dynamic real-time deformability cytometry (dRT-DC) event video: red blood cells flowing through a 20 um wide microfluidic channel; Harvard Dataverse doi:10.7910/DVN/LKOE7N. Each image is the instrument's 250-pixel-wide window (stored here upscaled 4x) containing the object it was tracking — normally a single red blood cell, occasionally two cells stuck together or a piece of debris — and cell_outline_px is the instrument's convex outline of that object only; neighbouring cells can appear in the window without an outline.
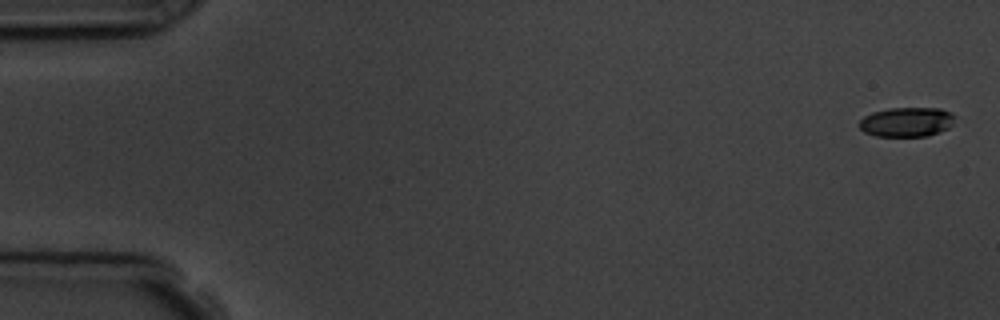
{"species": "common noctule bat (a hibernating species)", "species_latin": "Nyctalus noctula", "temperature_condition": "room temperature", "stored_images_in_passage": 6, "camera_frame_rate_fps": 3000, "um_per_image_px": 0.085, "animal": {"sex": "male", "body_mass_g": 19.5, "forearm_length_mm": 54.6}, "frame": {"image": 1, "passage_image": 1, "time_ms": 0.0, "image_size_px": [1000, 320], "cell_outline_px": [[956, 116], [948, 128], [940, 132], [928, 136], [876, 136], [864, 132], [860, 128], [860, 120], [864, 116], [872, 112], [888, 108], [940, 108], [952, 112]], "centroid_in_image_um": [77.08, 10.36], "position_along_channel_um": 7.9, "area_um2": 16.53}}
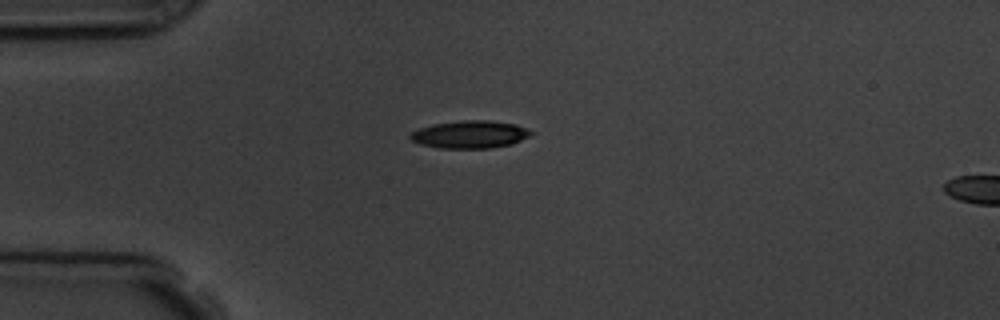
{"frame": {"image": 2, "passage_image": 4, "time_ms": 4.333, "image_size_px": [1000, 320], "cell_outline_px": [[532, 136], [512, 144], [492, 148], [440, 148], [420, 144], [412, 140], [408, 136], [412, 132], [420, 128], [432, 124], [460, 120], [492, 120], [516, 124], [532, 132]], "centroid_in_image_um": [39.96, 11.42], "position_along_channel_um": 45.0, "area_um2": 19.54}}